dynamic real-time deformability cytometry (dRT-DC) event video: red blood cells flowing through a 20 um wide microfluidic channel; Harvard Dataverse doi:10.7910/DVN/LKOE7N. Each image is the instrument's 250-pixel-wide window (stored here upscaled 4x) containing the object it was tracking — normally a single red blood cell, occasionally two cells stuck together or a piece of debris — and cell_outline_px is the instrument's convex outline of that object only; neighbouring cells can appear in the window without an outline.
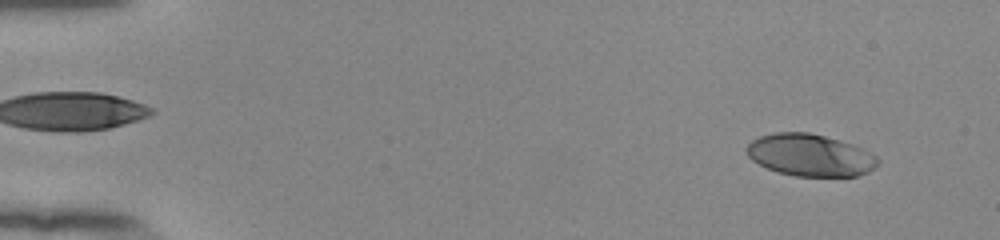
{"species": "human", "species_latin": "Homo sapiens", "temperature_condition": "room temperature", "stored_images_in_passage": 53, "camera_frame_rate_fps": 3000, "um_per_image_px": 0.085, "donor": {"sex": "female"}, "frame": {"image": 1, "passage_image": 4, "time_ms": 1.0, "image_size_px": [1000, 240], "cell_outline_px": [[880, 164], [868, 172], [856, 176], [796, 176], [776, 172], [752, 160], [748, 156], [744, 148], [752, 140], [760, 136], [776, 132], [808, 132], [824, 136], [852, 144], [876, 156], [880, 160]], "centroid_in_image_um": [68.84, 13.19], "position_along_channel_um": 16.2, "area_um2": 32.14}}
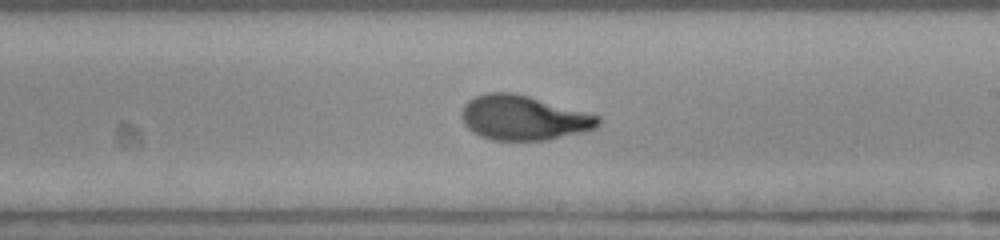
{"frame": {"image": 2, "passage_image": 32, "time_ms": 10.333, "image_size_px": [1000, 240], "cell_outline_px": [[600, 124], [596, 128], [548, 140], [492, 140], [480, 136], [472, 132], [464, 124], [460, 116], [460, 112], [464, 104], [468, 100], [484, 92], [512, 92], [528, 96], [600, 116]], "centroid_in_image_um": [44.44, 10.01], "position_along_channel_um": 244.6, "area_um2": 35.55}}
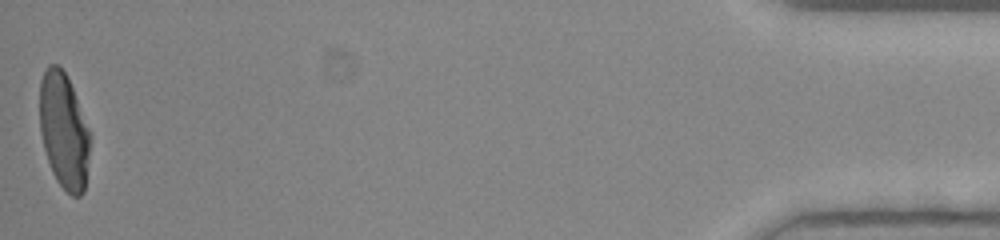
{"frame": {"image": 3, "passage_image": 53, "time_ms": 17.333, "image_size_px": [1000, 240], "cell_outline_px": [[88, 156], [84, 192], [80, 196], [72, 196], [56, 180], [52, 172], [44, 148], [40, 132], [40, 80], [48, 64], [60, 64], [72, 88], [88, 128]], "centroid_in_image_um": [5.39, 11.1], "position_along_channel_um": 429.8, "area_um2": 33.29}, "authors_computed_cell_mechanics": {"area_um2": 34.391, "velocity_mm_per_s": 3.8944, "shape_relaxation_time_tau1_ms": 5.2698, "shape_relaxation_time_tau2_ms": 0.9454, "deformation_change_tau1": 0.2305, "deformation_change_tau2": 0.0719}}